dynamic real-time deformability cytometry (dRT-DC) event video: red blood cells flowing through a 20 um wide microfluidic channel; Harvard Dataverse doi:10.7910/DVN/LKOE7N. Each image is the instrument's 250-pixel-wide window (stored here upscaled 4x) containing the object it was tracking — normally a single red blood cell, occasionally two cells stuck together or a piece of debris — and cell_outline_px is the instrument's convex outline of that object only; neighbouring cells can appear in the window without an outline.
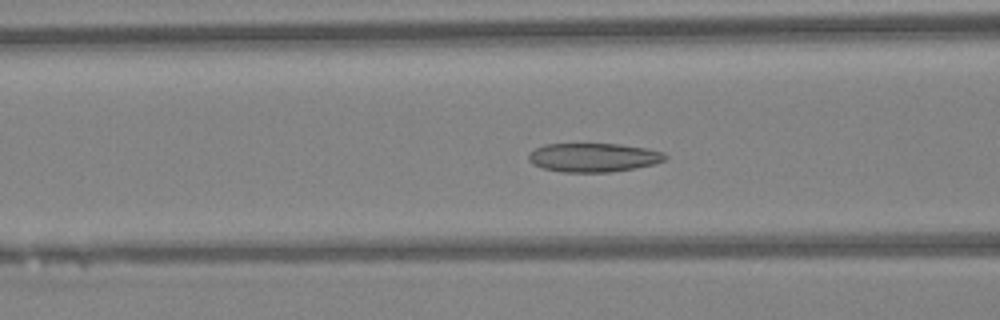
{"species": "Egyptian fruit bat (a non-hibernating species)", "species_latin": "Rousettus aegyptiacus", "temperature_condition": "warm", "stored_images_in_passage": 46, "camera_frame_rate_fps": 3000, "um_per_image_px": 0.085, "animal": {"sex": "female"}, "frame": {"image": 1, "passage_image": 18, "time_ms": 5.667, "image_size_px": [1000, 320], "cell_outline_px": [[668, 156], [664, 160], [656, 164], [636, 168], [612, 172], [560, 172], [544, 168], [532, 164], [528, 160], [528, 152], [544, 144], [620, 144], [648, 148], [664, 152]], "centroid_in_image_um": [50.46, 13.38], "position_along_channel_um": 116.1, "area_um2": 23.24}}
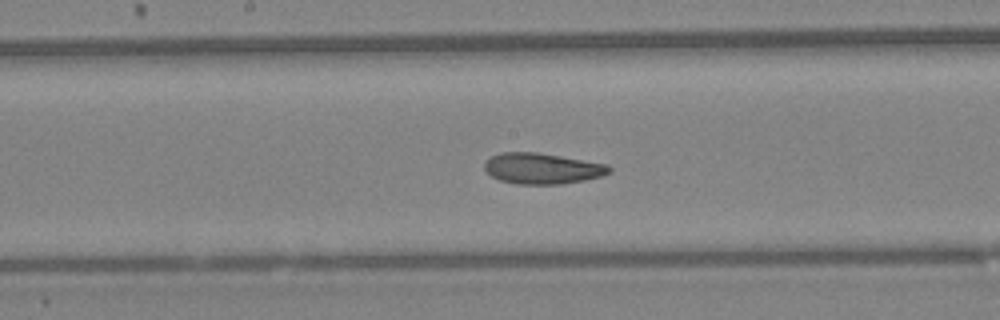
{"frame": {"image": 2, "passage_image": 24, "time_ms": 7.667, "image_size_px": [1000, 320], "cell_outline_px": [[612, 172], [600, 176], [584, 180], [560, 184], [520, 184], [500, 180], [492, 176], [484, 168], [484, 164], [492, 156], [500, 152], [536, 152], [608, 164], [612, 168]], "centroid_in_image_um": [46.11, 14.32], "position_along_channel_um": 202.1, "area_um2": 22.25}}
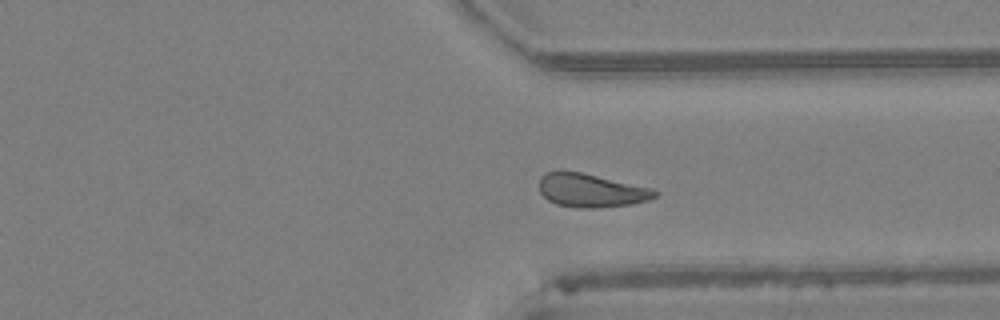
{"frame": {"image": 3, "passage_image": 35, "time_ms": 11.333, "image_size_px": [1000, 320], "cell_outline_px": [[660, 192], [656, 196], [648, 200], [632, 204], [596, 208], [580, 208], [556, 204], [548, 200], [540, 192], [540, 176], [548, 172], [580, 172], [652, 188]], "centroid_in_image_um": [50.27, 16.2], "position_along_channel_um": 361.1, "area_um2": 22.31}, "authors_computed_cell_mechanics": {"area_um2": 22.8888, "velocity_mm_per_s": 4.3262, "shape_relaxation_time_tau1_ms": null, "shape_relaxation_time_tau2_ms": 3.7963, "deformation_change_tau1": null, "deformation_change_tau2": 0.1133}}